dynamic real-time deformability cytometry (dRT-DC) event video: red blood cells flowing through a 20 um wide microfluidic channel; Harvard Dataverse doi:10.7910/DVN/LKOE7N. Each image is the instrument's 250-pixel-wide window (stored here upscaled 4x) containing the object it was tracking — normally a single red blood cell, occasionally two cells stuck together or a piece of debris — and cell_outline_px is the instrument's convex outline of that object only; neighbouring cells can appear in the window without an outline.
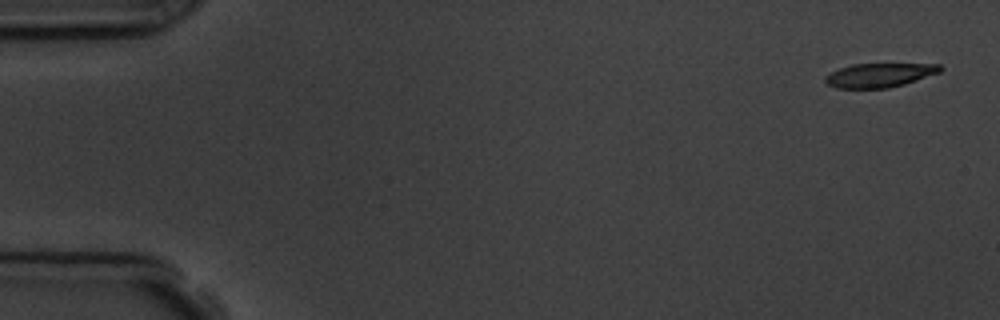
{"species": "common noctule bat (a hibernating species)", "species_latin": "Nyctalus noctula", "temperature_condition": "room temperature", "stored_images_in_passage": 4, "camera_frame_rate_fps": 3000, "um_per_image_px": 0.085, "animal": {"sex": "male", "body_mass_g": 19.5, "forearm_length_mm": 54.6}, "frame": {"image": 1, "passage_image": 1, "time_ms": 0.0, "image_size_px": [1000, 320], "cell_outline_px": [[944, 68], [940, 72], [904, 84], [888, 88], [836, 88], [828, 84], [824, 80], [824, 76], [840, 68], [852, 64], [940, 64]], "centroid_in_image_um": [74.75, 6.39], "position_along_channel_um": 10.2, "area_um2": 16.01}}
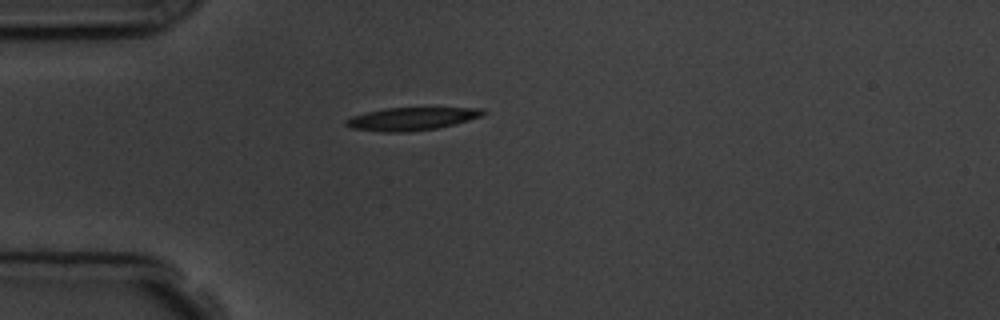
{"frame": {"image": 2, "passage_image": 4, "time_ms": 4.333, "image_size_px": [1000, 320], "cell_outline_px": [[488, 112], [480, 116], [468, 120], [436, 128], [408, 132], [380, 132], [352, 128], [344, 124], [344, 120], [352, 116], [384, 108], [484, 108]], "centroid_in_image_um": [34.95, 10.1], "position_along_channel_um": 50.0, "area_um2": 18.15}}